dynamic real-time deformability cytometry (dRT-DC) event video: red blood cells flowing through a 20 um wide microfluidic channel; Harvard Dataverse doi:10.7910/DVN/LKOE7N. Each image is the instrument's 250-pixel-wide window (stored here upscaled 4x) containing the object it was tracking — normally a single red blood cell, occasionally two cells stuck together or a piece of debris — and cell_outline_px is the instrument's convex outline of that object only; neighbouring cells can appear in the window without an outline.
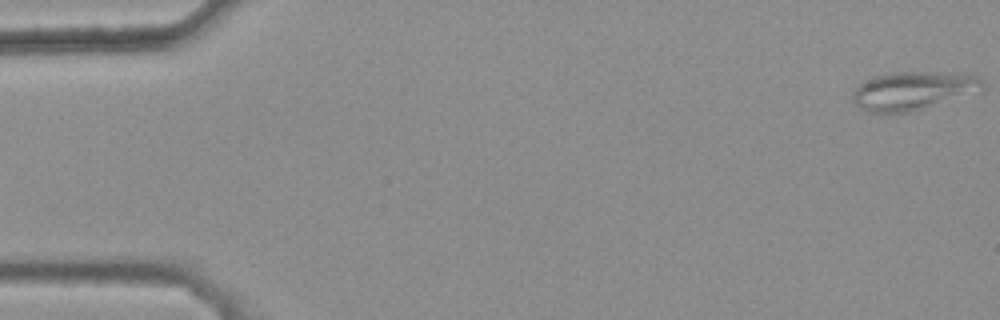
{"species": "common noctule bat (a hibernating species)", "species_latin": "Nyctalus noctula", "temperature_condition": "warm", "stored_images_in_passage": 47, "camera_frame_rate_fps": 3000, "um_per_image_px": 0.085, "animal": {"sex": "female", "body_mass_g": 25.1}, "frame": {"image": 1, "passage_image": 1, "time_ms": 0.0, "image_size_px": [1000, 320], "cell_outline_px": [[984, 88], [924, 108], [908, 112], [868, 112], [860, 108], [852, 100], [852, 92], [860, 84], [872, 76], [896, 72], [936, 72], [980, 76], [984, 80]], "centroid_in_image_um": [77.55, 7.69], "position_along_channel_um": 7.4, "area_um2": 28.5}}
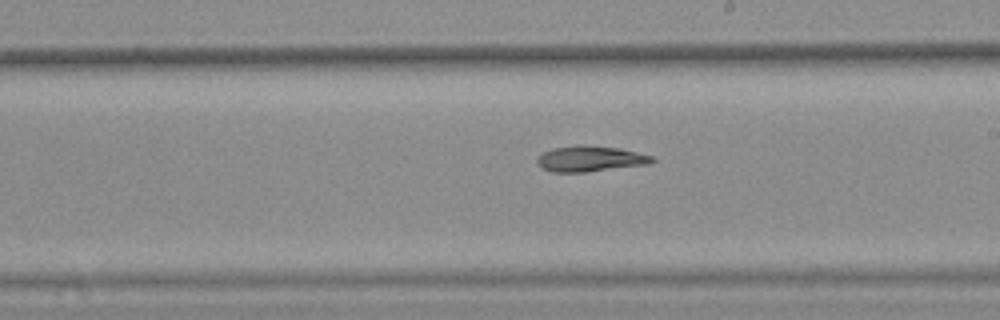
{"frame": {"image": 2, "passage_image": 30, "time_ms": 9.667, "image_size_px": [1000, 320], "cell_outline_px": [[656, 160], [648, 164], [584, 172], [552, 172], [544, 168], [536, 160], [544, 152], [552, 148], [576, 144], [584, 144], [620, 148], [652, 156]], "centroid_in_image_um": [50.18, 13.47], "position_along_channel_um": 238.8, "area_um2": 17.11}}
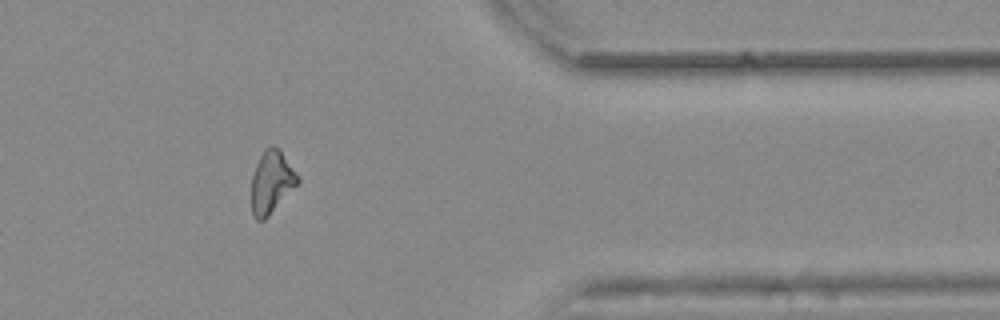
{"frame": {"image": 3, "passage_image": 43, "time_ms": 14.0, "image_size_px": [1000, 320], "cell_outline_px": [[300, 180], [268, 216], [264, 220], [256, 220], [252, 216], [252, 176], [256, 164], [260, 156], [272, 144], [280, 148], [300, 176]], "centroid_in_image_um": [23.09, 15.45], "position_along_channel_um": 388.3, "area_um2": 16.7}}